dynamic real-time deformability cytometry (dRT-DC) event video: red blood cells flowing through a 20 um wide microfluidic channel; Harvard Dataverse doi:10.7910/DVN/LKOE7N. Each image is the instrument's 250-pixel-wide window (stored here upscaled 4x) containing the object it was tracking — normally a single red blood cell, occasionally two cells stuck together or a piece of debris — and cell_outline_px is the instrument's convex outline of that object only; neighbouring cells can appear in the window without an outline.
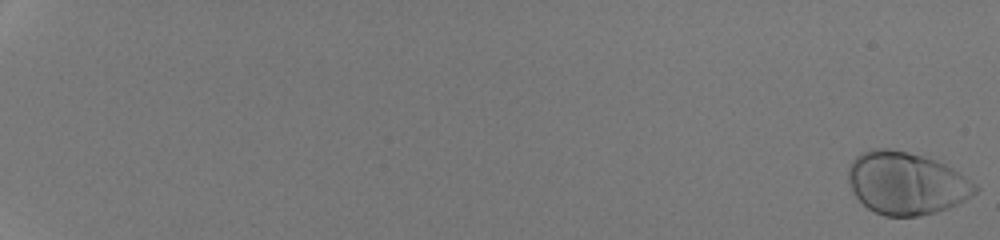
{"species": "human", "species_latin": "Homo sapiens", "temperature_condition": "room temperature", "stored_images_in_passage": 54, "camera_frame_rate_fps": 3000, "um_per_image_px": 0.085, "donor": {"sex": "male"}, "frame": {"image": 1, "passage_image": 1, "time_ms": 0.0, "image_size_px": [1000, 240], "cell_outline_px": [[980, 188], [976, 192], [964, 200], [948, 208], [936, 212], [916, 216], [884, 216], [868, 208], [852, 192], [848, 180], [848, 168], [852, 160], [856, 156], [872, 148], [888, 148], [908, 152], [944, 164], [952, 168], [976, 184]], "centroid_in_image_um": [77.01, 15.58], "position_along_channel_um": 8.0, "area_um2": 45.89}}
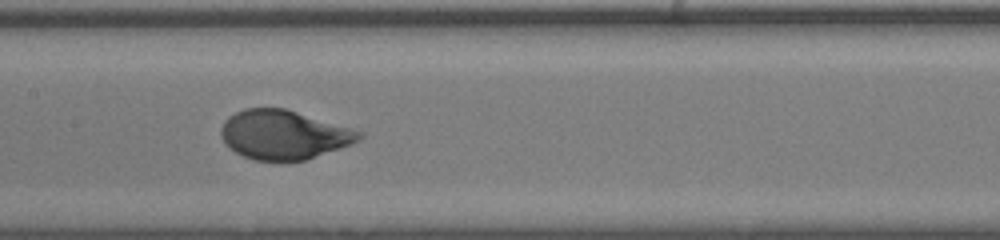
{"frame": {"image": 2, "passage_image": 32, "time_ms": 10.333, "image_size_px": [1000, 240], "cell_outline_px": [[364, 136], [360, 140], [352, 144], [304, 160], [252, 160], [228, 148], [224, 144], [220, 136], [220, 128], [224, 120], [228, 116], [244, 108], [284, 108], [352, 128], [364, 132]], "centroid_in_image_um": [24.09, 11.44], "position_along_channel_um": 183.3, "area_um2": 39.59}}
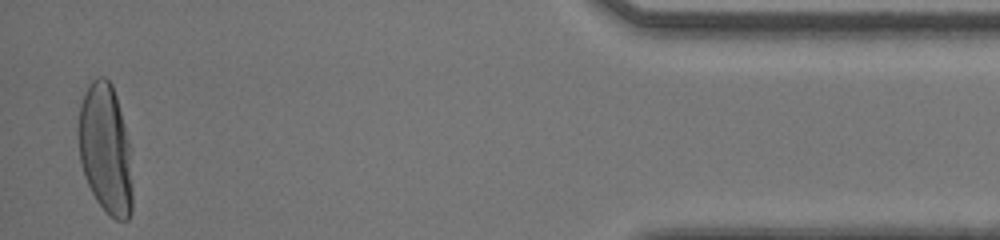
{"frame": {"image": 3, "passage_image": 53, "time_ms": 17.333, "image_size_px": [1000, 240], "cell_outline_px": [[132, 212], [128, 220], [116, 220], [96, 200], [84, 176], [80, 160], [80, 104], [84, 92], [88, 84], [92, 80], [100, 76], [104, 76], [112, 84], [116, 96], [132, 148]], "centroid_in_image_um": [9.02, 12.68], "position_along_channel_um": 426.2, "area_um2": 41.04}, "authors_computed_cell_mechanics": {"area_um2": 41.0091, "velocity_mm_per_s": 4.2479, "shape_relaxation_time_tau1_ms": 3.0286, "shape_relaxation_time_tau2_ms": null, "deformation_change_tau1": 0.1777, "deformation_change_tau2": null}}